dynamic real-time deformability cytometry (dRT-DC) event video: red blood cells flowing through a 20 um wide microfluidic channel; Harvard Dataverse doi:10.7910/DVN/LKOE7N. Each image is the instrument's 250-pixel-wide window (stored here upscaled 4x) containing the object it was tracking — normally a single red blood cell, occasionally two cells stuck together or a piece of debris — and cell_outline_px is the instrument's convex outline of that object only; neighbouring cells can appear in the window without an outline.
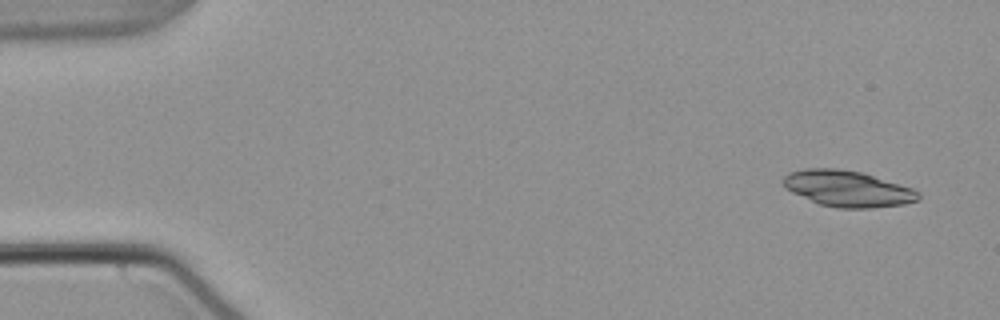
{"species": "common noctule bat (a hibernating species)", "species_latin": "Nyctalus noctula", "temperature_condition": "warm", "stored_images_in_passage": 52, "camera_frame_rate_fps": 3000, "um_per_image_px": 0.085, "animal": {"sex": "male", "body_mass_g": 21.5, "forearm_length_mm": 52.0}, "frame": {"image": 1, "passage_image": 1, "time_ms": 0.0, "image_size_px": [1000, 320], "cell_outline_px": [[920, 200], [904, 204], [868, 208], [840, 208], [820, 204], [792, 192], [784, 188], [784, 176], [792, 172], [804, 168], [836, 168], [860, 172], [912, 188], [920, 192]], "centroid_in_image_um": [72.06, 16.04], "position_along_channel_um": 12.9, "area_um2": 28.09}}
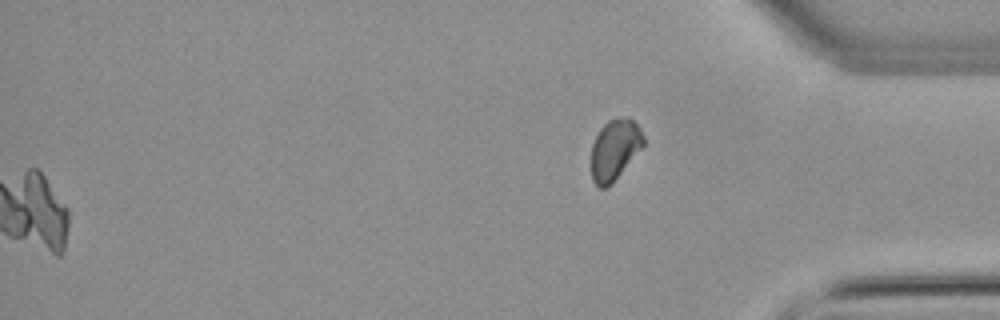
{"frame": {"image": 2, "passage_image": 52, "time_ms": 17.0, "image_size_px": [1000, 320], "cell_outline_px": [[644, 144], [612, 184], [608, 188], [600, 188], [592, 180], [592, 144], [600, 128], [608, 120], [628, 116], [640, 128], [644, 136]], "centroid_in_image_um": [52.25, 12.72], "position_along_channel_um": 383.0, "area_um2": 18.32}}